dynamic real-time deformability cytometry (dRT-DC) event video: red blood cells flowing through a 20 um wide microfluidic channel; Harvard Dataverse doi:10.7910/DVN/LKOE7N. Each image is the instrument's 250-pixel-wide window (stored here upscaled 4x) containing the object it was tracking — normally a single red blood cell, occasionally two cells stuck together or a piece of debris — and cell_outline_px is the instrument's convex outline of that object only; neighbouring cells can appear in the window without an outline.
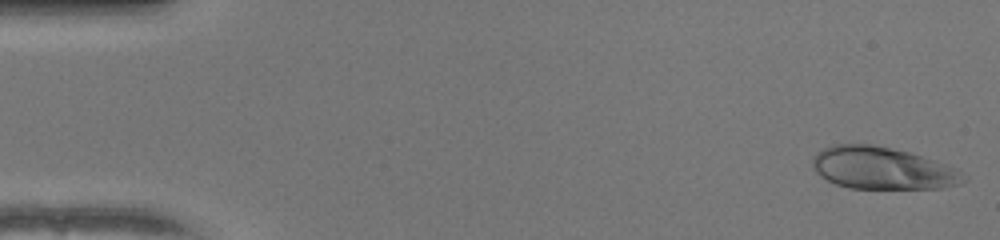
{"species": "human", "species_latin": "Homo sapiens", "temperature_condition": "warm", "stored_images_in_passage": 47, "camera_frame_rate_fps": 3000, "um_per_image_px": 0.085, "donor": {"sex": "female"}, "frame": {"image": 1, "passage_image": 1, "time_ms": 0.0, "image_size_px": [1000, 240], "cell_outline_px": [[968, 180], [960, 184], [940, 188], [848, 188], [836, 184], [820, 176], [812, 168], [812, 156], [816, 152], [832, 144], [872, 144], [908, 152], [936, 160], [956, 168], [968, 176]], "centroid_in_image_um": [75.01, 14.29], "position_along_channel_um": 10.0, "area_um2": 37.4}}
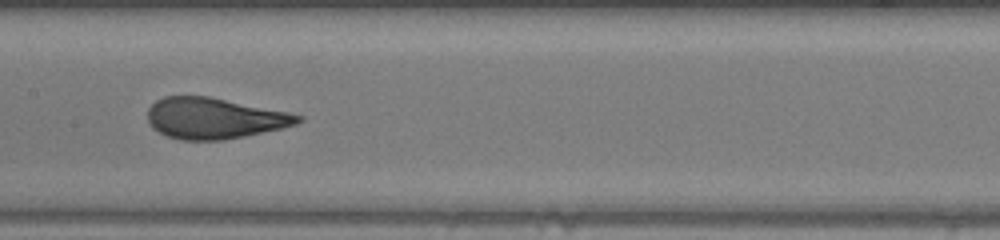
{"frame": {"image": 2, "passage_image": 25, "time_ms": 8.0, "image_size_px": [1000, 240], "cell_outline_px": [[304, 120], [296, 124], [280, 128], [244, 136], [220, 140], [180, 140], [168, 136], [152, 128], [148, 120], [148, 108], [156, 100], [164, 96], [208, 96], [288, 112], [304, 116]], "centroid_in_image_um": [18.2, 10.05], "position_along_channel_um": 189.2, "area_um2": 35.66}}
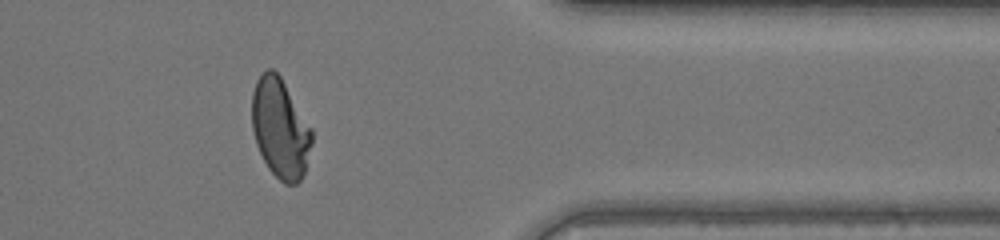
{"frame": {"image": 3, "passage_image": 41, "time_ms": 13.333, "image_size_px": [1000, 240], "cell_outline_px": [[312, 144], [304, 172], [300, 180], [296, 184], [284, 184], [268, 168], [256, 144], [252, 128], [252, 92], [256, 80], [268, 68], [272, 68], [280, 76], [312, 128]], "centroid_in_image_um": [23.82, 10.91], "position_along_channel_um": 387.6, "area_um2": 34.62}}